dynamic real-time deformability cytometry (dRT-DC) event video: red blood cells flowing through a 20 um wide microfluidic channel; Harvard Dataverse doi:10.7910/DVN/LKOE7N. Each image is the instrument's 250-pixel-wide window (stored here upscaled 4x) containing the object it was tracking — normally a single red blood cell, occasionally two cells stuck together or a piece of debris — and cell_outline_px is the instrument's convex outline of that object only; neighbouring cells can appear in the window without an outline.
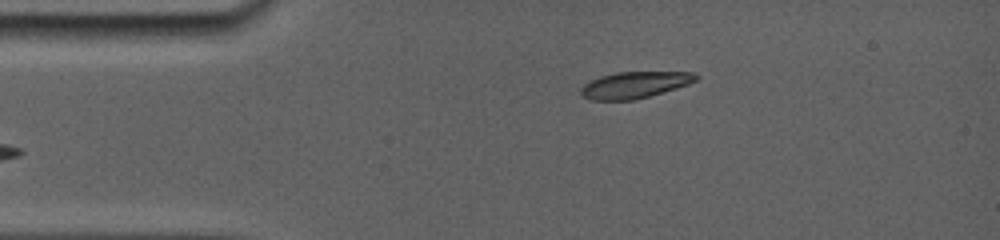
{"species": "common noctule bat (a hibernating species)", "species_latin": "Nyctalus noctula", "temperature_condition": "room temperature", "stored_images_in_passage": 3, "camera_frame_rate_fps": 5000, "um_per_image_px": 0.085, "animal": {"sex": "female", "body_mass_g": 19.0, "forearm_length_mm": 56.7}, "frame": {"image": 1, "passage_image": 3, "time_ms": 2.0, "image_size_px": [1000, 240], "cell_outline_px": [[700, 76], [696, 80], [688, 84], [676, 88], [648, 96], [632, 100], [588, 100], [580, 92], [580, 88], [588, 80], [600, 76], [616, 72], [692, 72]], "centroid_in_image_um": [53.9, 7.21], "position_along_channel_um": 31.1, "area_um2": 17.74}}